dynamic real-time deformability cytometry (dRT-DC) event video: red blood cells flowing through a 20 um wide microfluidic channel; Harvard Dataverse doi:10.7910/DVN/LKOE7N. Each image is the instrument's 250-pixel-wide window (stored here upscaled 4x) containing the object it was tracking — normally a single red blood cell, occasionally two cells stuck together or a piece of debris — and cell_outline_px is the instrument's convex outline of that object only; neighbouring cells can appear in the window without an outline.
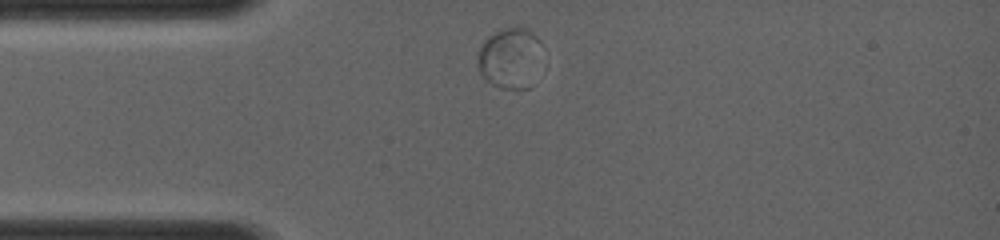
{"species": "common noctule bat (a hibernating species)", "species_latin": "Nyctalus noctula", "temperature_condition": "room temperature", "stored_images_in_passage": 42, "camera_frame_rate_fps": 4000, "um_per_image_px": 0.085, "animal": {"sex": "female", "body_mass_g": 19.0, "forearm_length_mm": 56.7}, "frame": {"image": 1, "passage_image": 1, "time_ms": 0.0, "image_size_px": [1000, 240], "cell_outline_px": [[540, 44], [528, 88], [504, 88], [492, 84], [480, 72], [480, 44], [488, 36], [496, 32], [508, 28], [528, 28], [540, 40]], "centroid_in_image_um": [43.3, 4.89], "position_along_channel_um": 41.7, "area_um2": 21.33}}
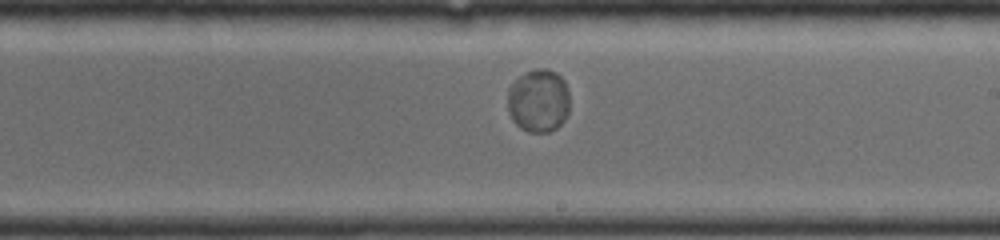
{"frame": {"image": 2, "passage_image": 20, "time_ms": 4.75, "image_size_px": [1000, 240], "cell_outline_px": [[568, 112], [564, 120], [556, 128], [548, 132], [528, 132], [520, 128], [512, 120], [508, 112], [508, 88], [524, 72], [536, 68], [548, 68], [556, 72], [564, 80], [568, 88]], "centroid_in_image_um": [45.76, 8.55], "position_along_channel_um": 243.2, "area_um2": 23.06}}
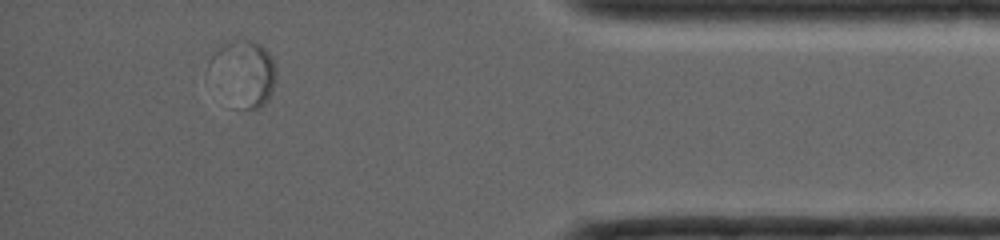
{"frame": {"image": 3, "passage_image": 37, "time_ms": 9.0, "image_size_px": [1000, 240], "cell_outline_px": [[276, 80], [272, 92], [268, 100], [264, 104], [256, 108], [232, 108], [208, 68], [208, 60], [228, 40], [236, 36], [260, 44], [268, 52], [276, 68]], "centroid_in_image_um": [20.71, 6.19], "position_along_channel_um": 414.5, "area_um2": 25.72}}